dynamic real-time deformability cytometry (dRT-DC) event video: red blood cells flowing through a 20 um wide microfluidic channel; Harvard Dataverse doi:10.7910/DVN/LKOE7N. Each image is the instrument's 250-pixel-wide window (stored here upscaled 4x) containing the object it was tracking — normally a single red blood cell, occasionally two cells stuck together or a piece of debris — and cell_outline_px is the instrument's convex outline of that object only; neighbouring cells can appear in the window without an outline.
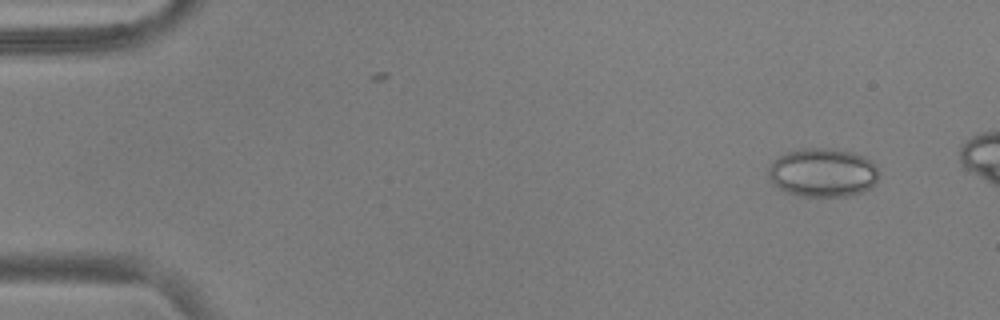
{"species": "common noctule bat (a hibernating species)", "species_latin": "Nyctalus noctula", "temperature_condition": "warm", "stored_images_in_passage": 50, "camera_frame_rate_fps": 3000, "um_per_image_px": 0.085, "animal": {"sex": "male", "body_mass_g": 17.9, "forearm_length_mm": 54.2}, "frame": {"image": 1, "passage_image": 4, "time_ms": 1.0, "image_size_px": [1000, 320], "cell_outline_px": [[880, 176], [876, 184], [872, 188], [848, 196], [796, 196], [784, 192], [768, 176], [768, 168], [772, 160], [788, 152], [804, 148], [832, 148], [852, 152], [864, 156], [876, 164], [880, 172]], "centroid_in_image_um": [69.98, 14.67], "position_along_channel_um": 15.0, "area_um2": 31.79}}
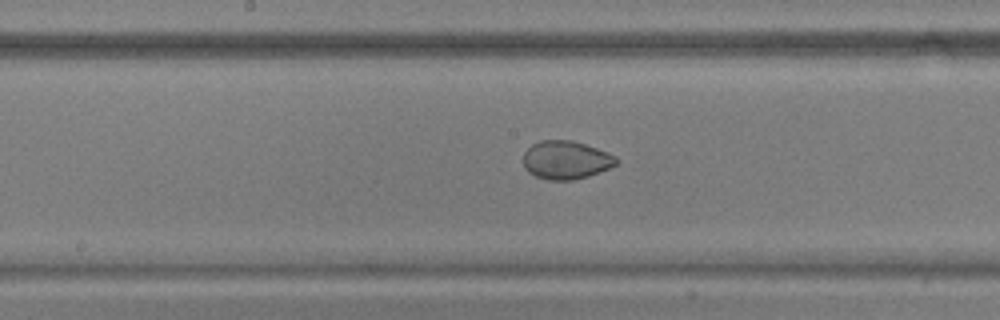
{"frame": {"image": 2, "passage_image": 28, "time_ms": 9.0, "image_size_px": [1000, 320], "cell_outline_px": [[620, 160], [616, 164], [608, 168], [588, 176], [572, 180], [548, 180], [536, 176], [528, 172], [524, 168], [524, 152], [532, 144], [540, 140], [572, 140], [608, 152], [616, 156]], "centroid_in_image_um": [48.1, 13.59], "position_along_channel_um": 200.1, "area_um2": 20.75}}
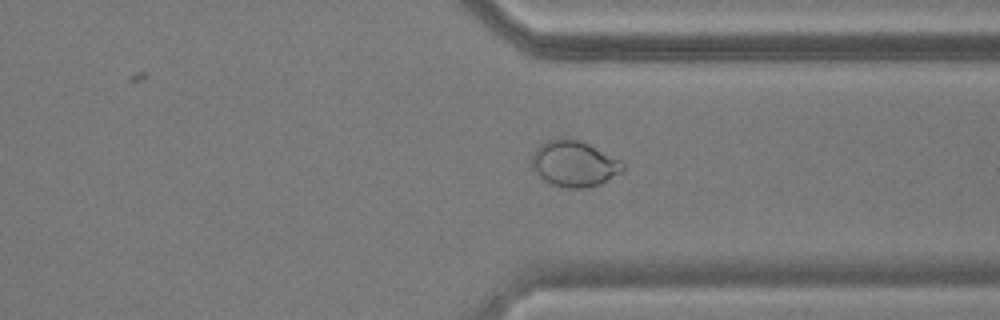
{"frame": {"image": 3, "passage_image": 41, "time_ms": 13.333, "image_size_px": [1000, 320], "cell_outline_px": [[624, 168], [620, 172], [600, 184], [584, 188], [568, 188], [552, 184], [544, 180], [532, 172], [532, 152], [540, 144], [548, 140], [560, 136], [580, 140], [620, 160], [624, 164]], "centroid_in_image_um": [48.74, 13.9], "position_along_channel_um": 362.7, "area_um2": 24.45}}